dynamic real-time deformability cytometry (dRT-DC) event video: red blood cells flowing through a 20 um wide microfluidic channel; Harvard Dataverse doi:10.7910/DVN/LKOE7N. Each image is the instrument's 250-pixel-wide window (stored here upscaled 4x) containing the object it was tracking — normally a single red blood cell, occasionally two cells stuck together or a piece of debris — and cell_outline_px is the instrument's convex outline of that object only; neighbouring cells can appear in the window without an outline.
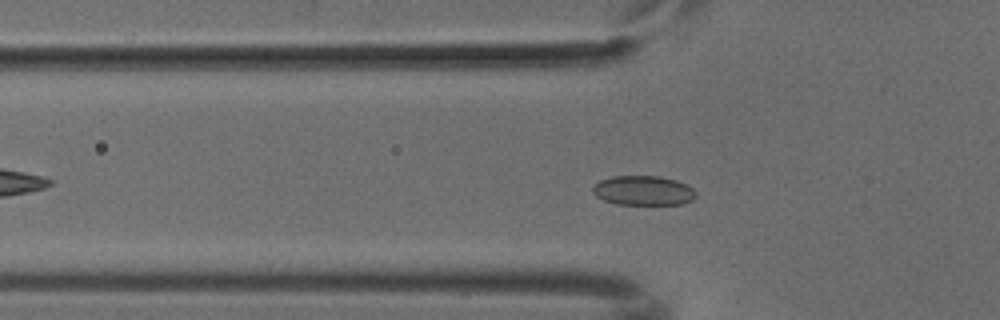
{"species": "common noctule bat (a hibernating species)", "species_latin": "Nyctalus noctula", "temperature_condition": "cold", "stored_images_in_passage": 49, "camera_frame_rate_fps": 3000, "um_per_image_px": 0.085, "animal": {"sex": "male", "body_mass_g": 18.8}, "frame": {"image": 1, "passage_image": 13, "time_ms": 4.0, "image_size_px": [1000, 320], "cell_outline_px": [[696, 196], [692, 200], [684, 204], [616, 204], [604, 200], [596, 196], [592, 192], [592, 188], [600, 180], [612, 176], [660, 176], [676, 180], [692, 188], [696, 192]], "centroid_in_image_um": [54.68, 16.2], "position_along_channel_um": 71.1, "area_um2": 17.74}}
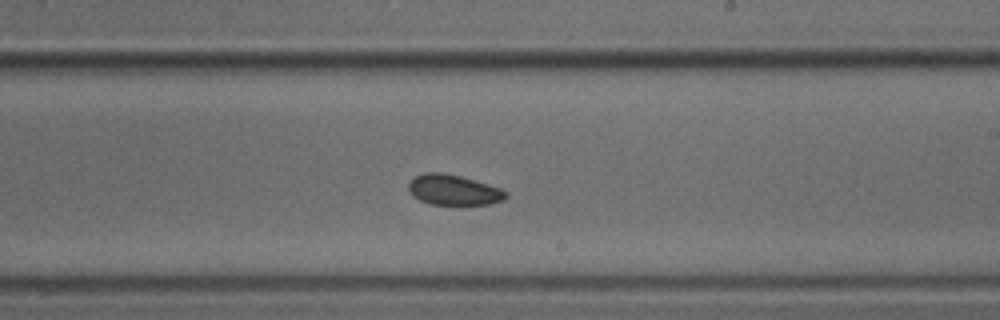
{"frame": {"image": 2, "passage_image": 27, "time_ms": 8.667, "image_size_px": [1000, 320], "cell_outline_px": [[508, 196], [504, 200], [488, 204], [428, 204], [412, 196], [408, 192], [408, 184], [416, 176], [424, 172], [444, 172], [460, 176], [488, 184], [500, 188], [508, 192]], "centroid_in_image_um": [38.54, 16.14], "position_along_channel_um": 250.5, "area_um2": 17.28}}
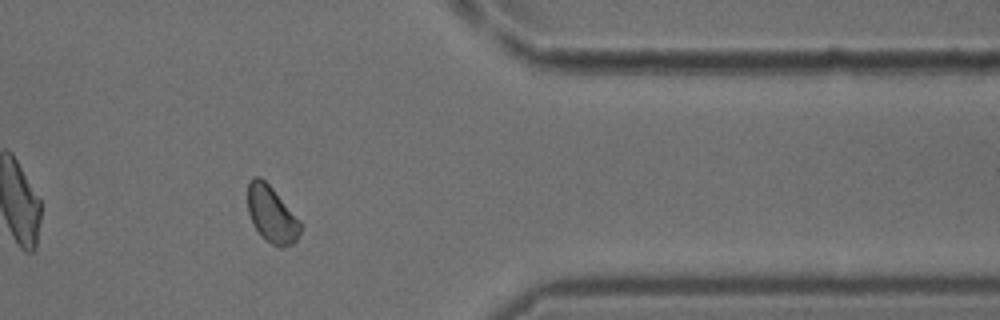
{"frame": {"image": 3, "passage_image": 39, "time_ms": 12.667, "image_size_px": [1000, 320], "cell_outline_px": [[304, 224], [296, 240], [292, 244], [284, 248], [280, 248], [272, 244], [252, 224], [248, 212], [248, 184], [256, 176], [260, 176], [272, 188]], "centroid_in_image_um": [23.13, 18.24], "position_along_channel_um": 388.3, "area_um2": 17.22}}